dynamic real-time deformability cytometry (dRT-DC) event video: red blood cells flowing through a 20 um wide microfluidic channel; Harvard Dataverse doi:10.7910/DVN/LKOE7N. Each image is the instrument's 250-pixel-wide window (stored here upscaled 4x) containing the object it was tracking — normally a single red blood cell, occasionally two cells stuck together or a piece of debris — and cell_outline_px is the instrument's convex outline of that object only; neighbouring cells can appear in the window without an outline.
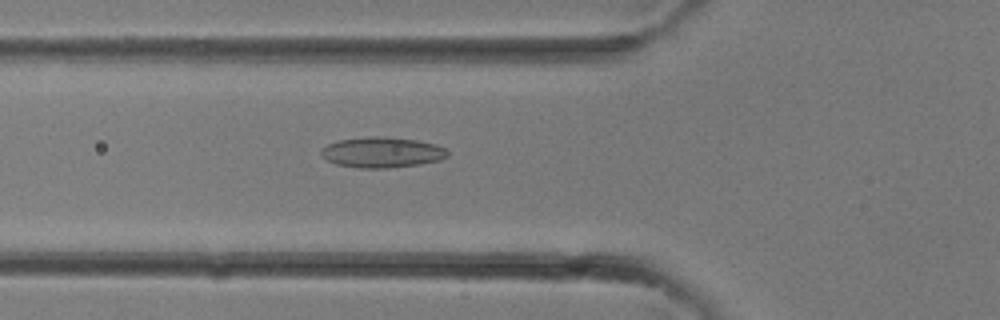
{"species": "common noctule bat (a hibernating species)", "species_latin": "Nyctalus noctula", "temperature_condition": "room temperature", "stored_images_in_passage": 25, "camera_frame_rate_fps": 3000, "um_per_image_px": 0.085, "animal": {"sex": "female"}, "frame": {"image": 1, "passage_image": 4, "time_ms": 1.0, "image_size_px": [1000, 320], "cell_outline_px": [[448, 156], [440, 160], [420, 164], [388, 168], [356, 168], [336, 164], [320, 156], [320, 148], [328, 144], [340, 140], [368, 136], [384, 136], [416, 140], [436, 144], [444, 148], [448, 152]], "centroid_in_image_um": [32.44, 12.95], "position_along_channel_um": 93.4, "area_um2": 22.66}}
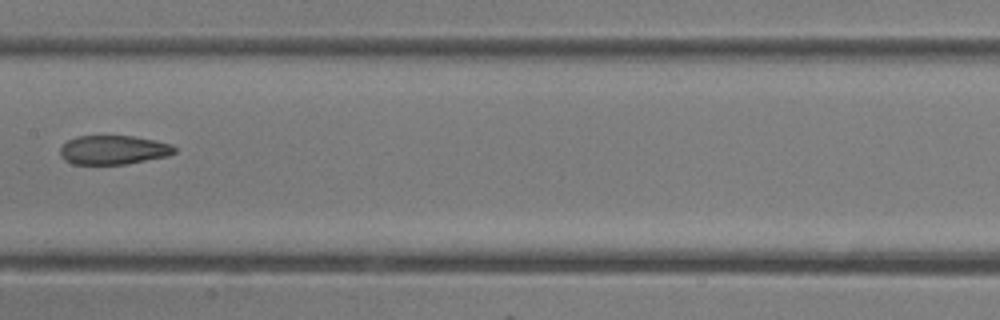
{"frame": {"image": 2, "passage_image": 9, "time_ms": 2.667, "image_size_px": [1000, 320], "cell_outline_px": [[176, 152], [168, 156], [124, 164], [72, 164], [64, 160], [60, 156], [60, 148], [68, 140], [76, 136], [132, 136], [172, 144], [176, 148]], "centroid_in_image_um": [9.62, 12.74], "position_along_channel_um": 197.8, "area_um2": 19.31}}
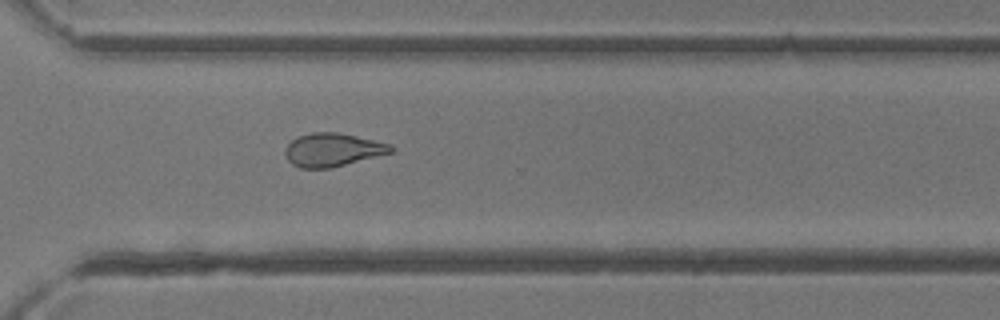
{"frame": {"image": 3, "passage_image": 16, "time_ms": 5.0, "image_size_px": [1000, 320], "cell_outline_px": [[392, 152], [328, 168], [300, 168], [292, 164], [288, 160], [284, 152], [284, 148], [292, 140], [300, 136], [312, 132], [340, 132], [388, 144], [392, 148]], "centroid_in_image_um": [28.2, 12.73], "position_along_channel_um": 342.4, "area_um2": 20.06}}